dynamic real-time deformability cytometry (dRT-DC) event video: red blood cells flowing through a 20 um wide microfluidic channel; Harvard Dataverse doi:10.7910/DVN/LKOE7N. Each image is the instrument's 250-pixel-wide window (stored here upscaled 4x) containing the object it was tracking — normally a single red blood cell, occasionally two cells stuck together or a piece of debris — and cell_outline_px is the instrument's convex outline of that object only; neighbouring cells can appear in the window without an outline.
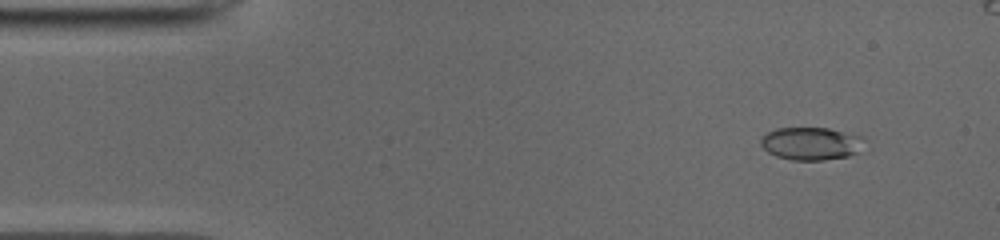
{"species": "common noctule bat (a hibernating species)", "species_latin": "Nyctalus noctula", "temperature_condition": "cold", "stored_images_in_passage": 48, "camera_frame_rate_fps": 3000, "um_per_image_px": 0.085, "animal": {"sex": "male", "body_mass_g": 19.0, "forearm_length_mm": 50.8}, "frame": {"image": 1, "passage_image": 5, "time_ms": 1.333, "image_size_px": [1000, 240], "cell_outline_px": [[864, 136], [860, 148], [856, 152], [848, 156], [824, 160], [792, 160], [776, 156], [768, 152], [760, 144], [760, 136], [776, 128], [828, 128]], "centroid_in_image_um": [68.9, 12.19], "position_along_channel_um": 16.1, "area_um2": 19.77}}
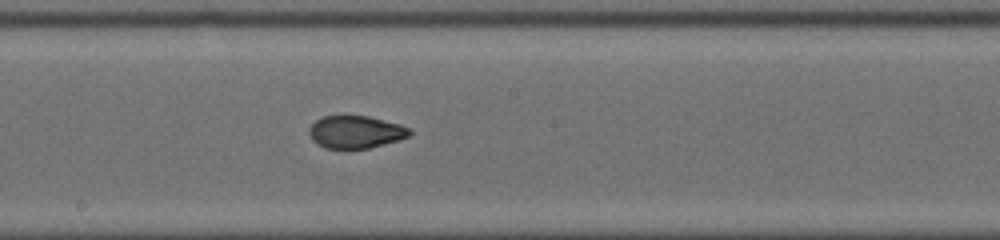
{"frame": {"image": 2, "passage_image": 27, "time_ms": 8.667, "image_size_px": [1000, 240], "cell_outline_px": [[412, 132], [408, 136], [400, 140], [368, 148], [324, 148], [312, 140], [308, 132], [308, 128], [316, 120], [324, 116], [368, 116], [400, 124], [408, 128]], "centroid_in_image_um": [30.21, 11.22], "position_along_channel_um": 218.0, "area_um2": 18.96}}
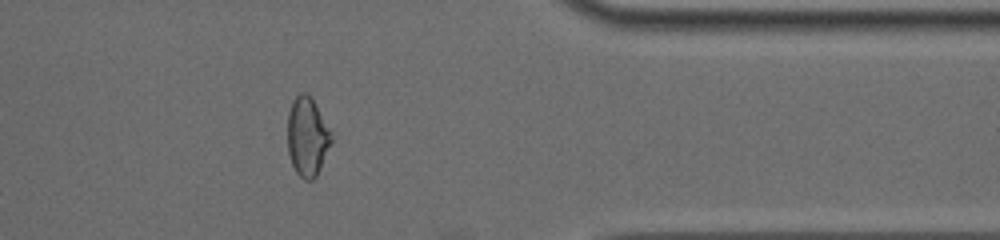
{"frame": {"image": 3, "passage_image": 41, "time_ms": 13.333, "image_size_px": [1000, 240], "cell_outline_px": [[332, 140], [320, 168], [316, 176], [312, 180], [304, 180], [296, 172], [292, 164], [288, 152], [288, 112], [292, 100], [300, 92], [308, 92], [332, 132]], "centroid_in_image_um": [26.11, 11.6], "position_along_channel_um": 385.3, "area_um2": 20.11}, "authors_computed_cell_mechanics": {"area_um2": 19.7676, "velocity_mm_per_s": 3.9666, "shape_relaxation_time_tau1_ms": null, "shape_relaxation_time_tau2_ms": 1.1169, "deformation_change_tau1": null, "deformation_change_tau2": 0.0598}}